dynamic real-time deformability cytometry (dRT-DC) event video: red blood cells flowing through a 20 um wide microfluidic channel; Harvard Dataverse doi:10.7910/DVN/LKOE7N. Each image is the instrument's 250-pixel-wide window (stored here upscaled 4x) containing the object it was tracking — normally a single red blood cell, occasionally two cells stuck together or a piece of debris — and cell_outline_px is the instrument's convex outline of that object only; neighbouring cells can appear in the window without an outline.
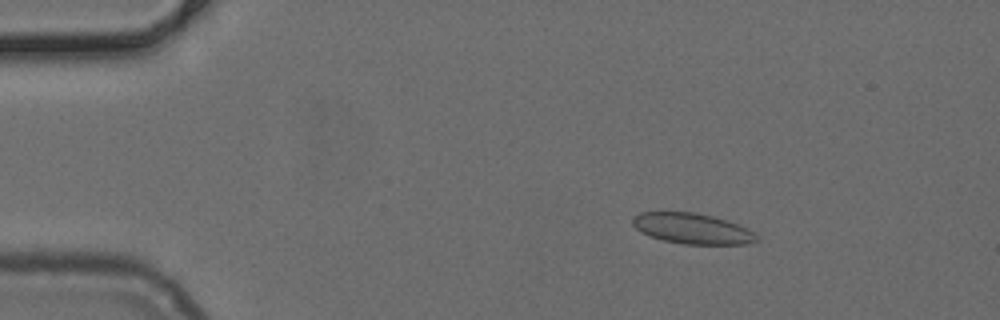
{"species": "common noctule bat (a hibernating species)", "species_latin": "Nyctalus noctula", "temperature_condition": "cold", "stored_images_in_passage": 49, "camera_frame_rate_fps": 3000, "um_per_image_px": 0.085, "animal": {"sex": "female", "body_mass_g": 24.6, "forearm_length_mm": 56.2}, "frame": {"image": 1, "passage_image": 6, "time_ms": 1.667, "image_size_px": [1000, 320], "cell_outline_px": [[756, 240], [744, 244], [684, 244], [664, 240], [648, 236], [640, 232], [632, 224], [632, 216], [640, 212], [696, 212], [728, 220], [752, 232], [756, 236]], "centroid_in_image_um": [58.75, 19.41], "position_along_channel_um": 26.3, "area_um2": 21.91}}
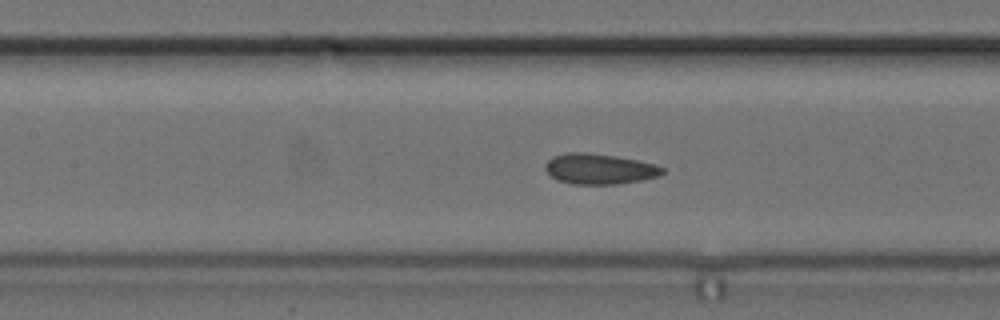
{"frame": {"image": 2, "passage_image": 21, "time_ms": 6.667, "image_size_px": [1000, 320], "cell_outline_px": [[664, 172], [660, 176], [640, 180], [616, 184], [572, 184], [560, 180], [552, 176], [544, 168], [544, 164], [552, 156], [564, 152], [588, 152], [616, 156], [656, 164], [664, 168]], "centroid_in_image_um": [50.94, 14.34], "position_along_channel_um": 156.5, "area_um2": 20.87}}
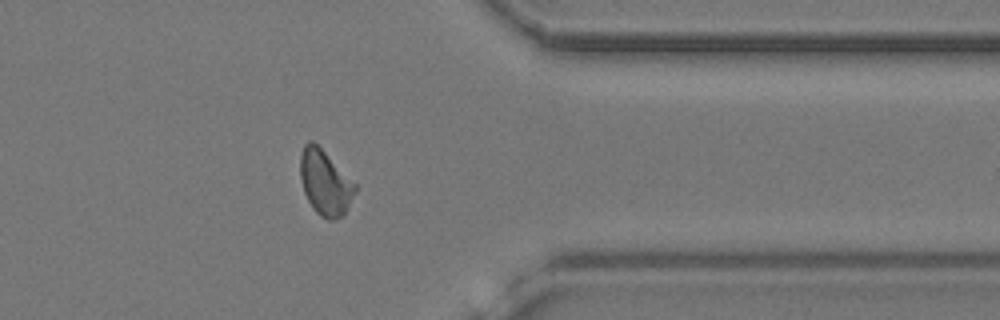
{"frame": {"image": 3, "passage_image": 39, "time_ms": 12.667, "image_size_px": [1000, 320], "cell_outline_px": [[356, 192], [344, 216], [336, 220], [328, 220], [320, 216], [312, 208], [304, 192], [300, 180], [300, 152], [304, 144], [308, 140], [312, 140], [356, 184]], "centroid_in_image_um": [27.62, 15.56], "position_along_channel_um": 383.8, "area_um2": 20.87}}